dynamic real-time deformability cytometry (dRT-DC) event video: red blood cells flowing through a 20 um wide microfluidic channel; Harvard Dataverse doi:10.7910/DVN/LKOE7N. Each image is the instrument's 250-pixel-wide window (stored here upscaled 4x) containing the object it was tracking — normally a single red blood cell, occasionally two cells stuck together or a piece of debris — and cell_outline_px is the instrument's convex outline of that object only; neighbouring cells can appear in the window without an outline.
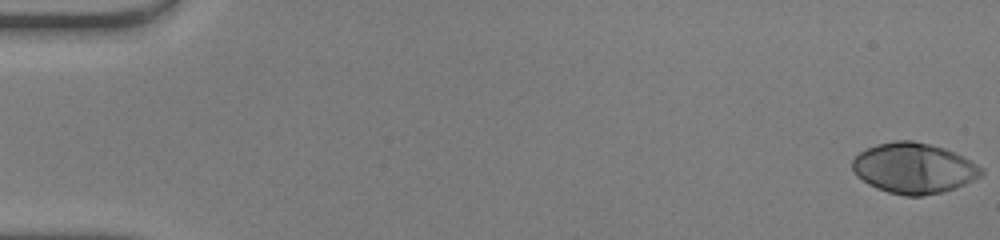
{"species": "human", "species_latin": "Homo sapiens", "temperature_condition": "warm", "stored_images_in_passage": 50, "camera_frame_rate_fps": 3000, "um_per_image_px": 0.085, "donor": {"sex": "male"}, "frame": {"image": 1, "passage_image": 1, "time_ms": 0.0, "image_size_px": [1000, 240], "cell_outline_px": [[984, 172], [980, 176], [956, 188], [944, 192], [924, 196], [904, 196], [888, 192], [876, 188], [868, 184], [856, 176], [852, 168], [852, 160], [860, 152], [876, 144], [896, 140], [912, 140], [944, 148], [984, 168]], "centroid_in_image_um": [77.64, 14.31], "position_along_channel_um": 7.4, "area_um2": 37.86}}
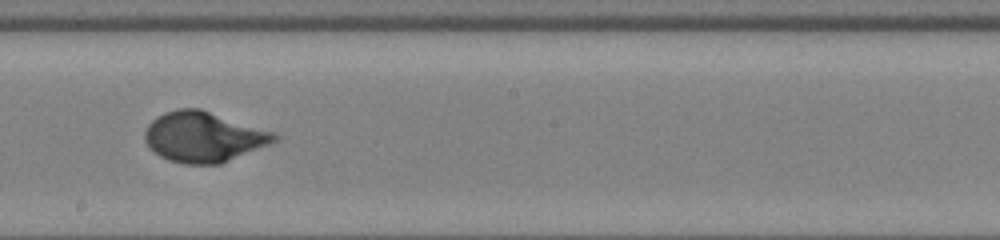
{"frame": {"image": 2, "passage_image": 29, "time_ms": 9.333, "image_size_px": [1000, 240], "cell_outline_px": [[280, 136], [272, 144], [220, 164], [184, 164], [168, 160], [160, 156], [144, 140], [144, 132], [148, 124], [156, 116], [164, 112], [176, 108], [200, 108], [276, 132]], "centroid_in_image_um": [17.34, 11.62], "position_along_channel_um": 230.9, "area_um2": 38.32}}
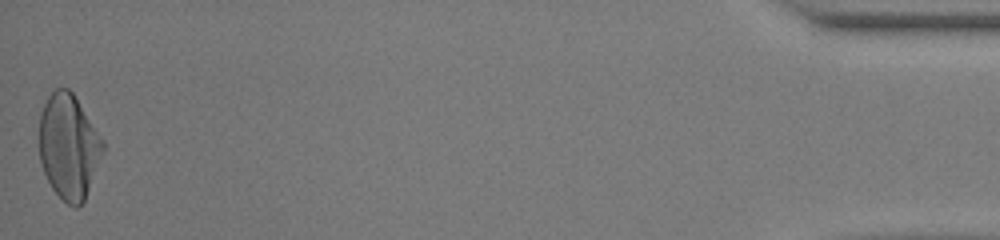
{"frame": {"image": 3, "passage_image": 50, "time_ms": 16.333, "image_size_px": [1000, 240], "cell_outline_px": [[104, 152], [84, 200], [76, 208], [68, 204], [52, 188], [44, 172], [40, 160], [40, 112], [48, 96], [56, 88], [68, 88], [72, 92], [104, 140]], "centroid_in_image_um": [5.85, 12.44], "position_along_channel_um": 429.3, "area_um2": 38.61}, "authors_computed_cell_mechanics": {"area_um2": 36.7897, "velocity_mm_per_s": 4.1851, "shape_relaxation_time_tau1_ms": 3.4942, "shape_relaxation_time_tau2_ms": null, "deformation_change_tau1": 0.2377, "deformation_change_tau2": null}}